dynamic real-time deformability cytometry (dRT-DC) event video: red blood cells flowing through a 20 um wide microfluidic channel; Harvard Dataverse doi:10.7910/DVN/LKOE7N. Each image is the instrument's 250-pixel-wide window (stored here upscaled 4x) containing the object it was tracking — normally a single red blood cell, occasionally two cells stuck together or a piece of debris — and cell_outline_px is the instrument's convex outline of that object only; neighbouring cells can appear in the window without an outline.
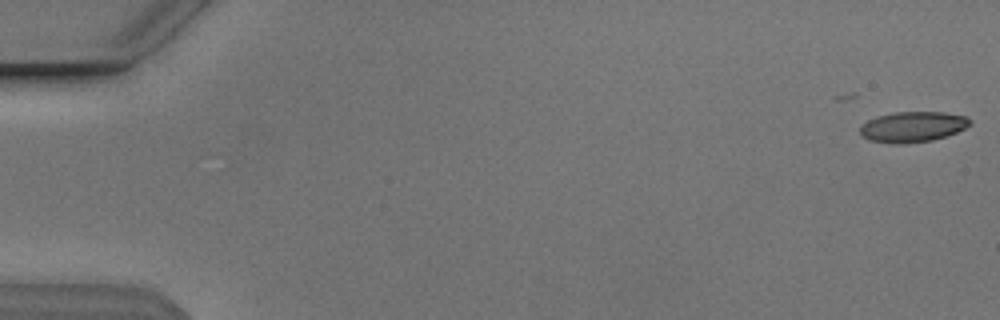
{"species": "Egyptian fruit bat (a non-hibernating species)", "species_latin": "Rousettus aegyptiacus", "temperature_condition": "cold", "stored_images_in_passage": 2, "camera_frame_rate_fps": 3000, "um_per_image_px": 0.085, "animal": {"sex": "male"}, "frame": {"image": 1, "passage_image": 2, "time_ms": 0.333, "image_size_px": [1000, 320], "cell_outline_px": [[972, 124], [948, 136], [932, 140], [904, 144], [892, 144], [868, 140], [860, 136], [860, 128], [868, 120], [876, 116], [896, 112], [944, 112], [968, 116], [972, 120]], "centroid_in_image_um": [77.59, 10.78], "position_along_channel_um": 7.4, "area_um2": 19.83}}